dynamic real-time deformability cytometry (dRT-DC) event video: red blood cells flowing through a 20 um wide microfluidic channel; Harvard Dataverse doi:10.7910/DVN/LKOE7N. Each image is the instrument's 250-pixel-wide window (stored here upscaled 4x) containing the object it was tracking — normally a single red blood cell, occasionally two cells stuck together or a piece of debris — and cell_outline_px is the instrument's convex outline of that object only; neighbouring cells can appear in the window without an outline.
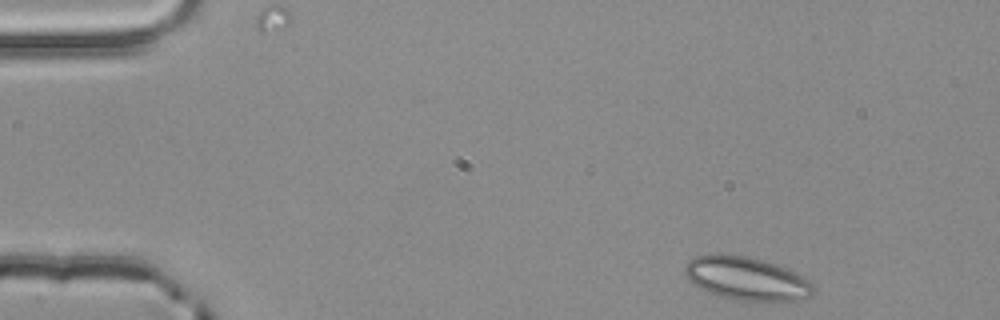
{"species": "common noctule bat (a hibernating species)", "species_latin": "Nyctalus noctula", "temperature_condition": "room temperature", "stored_images_in_passage": 49, "camera_frame_rate_fps": 3000, "um_per_image_px": 0.085, "animal": {"sex": "male", "body_mass_g": 20.4}, "frame": {"image": 1, "passage_image": 1, "time_ms": 0.0, "image_size_px": [1000, 320], "cell_outline_px": [[812, 296], [792, 300], [736, 300], [720, 296], [700, 288], [688, 280], [684, 272], [684, 268], [688, 260], [692, 256], [708, 252], [724, 252], [764, 260], [788, 268], [812, 284]], "centroid_in_image_um": [63.35, 23.62], "position_along_channel_um": 21.7, "area_um2": 32.48}}
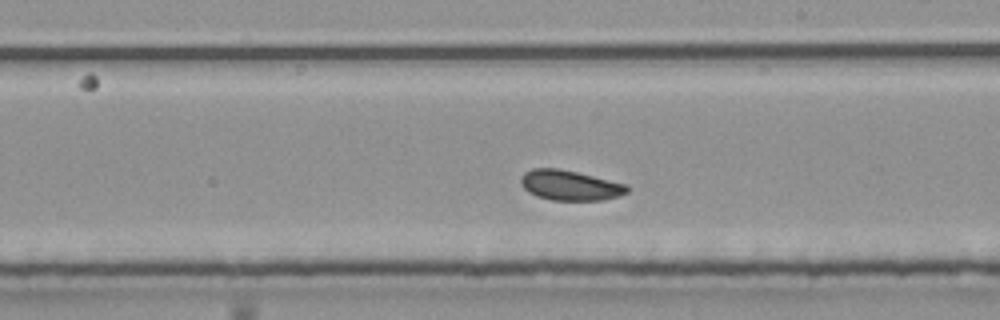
{"frame": {"image": 2, "passage_image": 26, "time_ms": 8.333, "image_size_px": [1000, 320], "cell_outline_px": [[628, 192], [604, 200], [552, 200], [536, 196], [528, 192], [520, 184], [520, 180], [524, 172], [532, 168], [556, 168], [576, 172], [628, 184]], "centroid_in_image_um": [48.42, 15.75], "position_along_channel_um": 240.6, "area_um2": 18.61}}
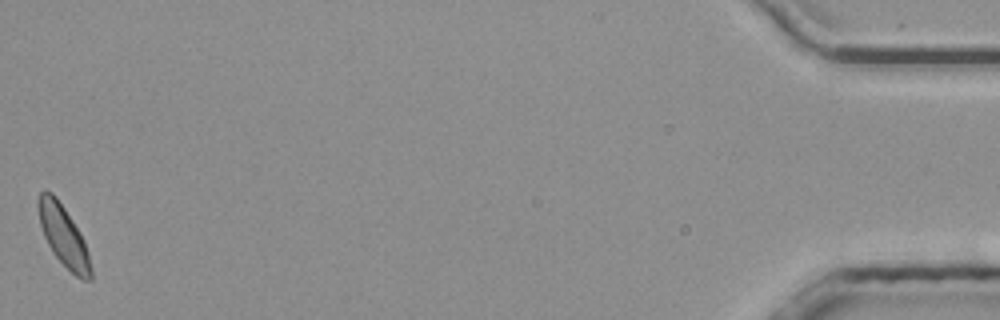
{"frame": {"image": 3, "passage_image": 49, "time_ms": 16.0, "image_size_px": [1000, 320], "cell_outline_px": [[92, 280], [80, 280], [52, 252], [44, 236], [40, 224], [36, 204], [36, 200], [40, 192], [44, 188], [52, 192], [56, 196], [80, 232], [84, 240], [88, 252], [92, 268]], "centroid_in_image_um": [5.38, 20.01], "position_along_channel_um": 429.8, "area_um2": 18.73}, "authors_computed_cell_mechanics": {"area_um2": 18.7272, "velocity_mm_per_s": 3.794, "shape_relaxation_time_tau1_ms": null, "shape_relaxation_time_tau2_ms": 1.2538, "deformation_change_tau1": null, "deformation_change_tau2": 0.0647}}